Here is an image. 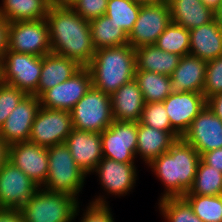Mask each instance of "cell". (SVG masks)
Listing matches in <instances>:
<instances>
[{
	"mask_svg": "<svg viewBox=\"0 0 222 222\" xmlns=\"http://www.w3.org/2000/svg\"><path fill=\"white\" fill-rule=\"evenodd\" d=\"M46 21L52 53L87 67L95 55L89 21L71 7L50 6Z\"/></svg>",
	"mask_w": 222,
	"mask_h": 222,
	"instance_id": "6da1fadb",
	"label": "cell"
},
{
	"mask_svg": "<svg viewBox=\"0 0 222 222\" xmlns=\"http://www.w3.org/2000/svg\"><path fill=\"white\" fill-rule=\"evenodd\" d=\"M201 155L182 138L171 148L153 159L147 167L164 185L160 199L183 197L192 188Z\"/></svg>",
	"mask_w": 222,
	"mask_h": 222,
	"instance_id": "7a4b0ae2",
	"label": "cell"
},
{
	"mask_svg": "<svg viewBox=\"0 0 222 222\" xmlns=\"http://www.w3.org/2000/svg\"><path fill=\"white\" fill-rule=\"evenodd\" d=\"M87 68L92 76V86L111 95L134 79L135 49L129 44L98 49Z\"/></svg>",
	"mask_w": 222,
	"mask_h": 222,
	"instance_id": "3957f363",
	"label": "cell"
},
{
	"mask_svg": "<svg viewBox=\"0 0 222 222\" xmlns=\"http://www.w3.org/2000/svg\"><path fill=\"white\" fill-rule=\"evenodd\" d=\"M79 201L69 194L40 187L19 211L24 222H74L80 212Z\"/></svg>",
	"mask_w": 222,
	"mask_h": 222,
	"instance_id": "277c9868",
	"label": "cell"
},
{
	"mask_svg": "<svg viewBox=\"0 0 222 222\" xmlns=\"http://www.w3.org/2000/svg\"><path fill=\"white\" fill-rule=\"evenodd\" d=\"M48 151V175L41 187L49 192L69 194L78 200L87 174L76 164L64 143L52 145Z\"/></svg>",
	"mask_w": 222,
	"mask_h": 222,
	"instance_id": "5b68a950",
	"label": "cell"
},
{
	"mask_svg": "<svg viewBox=\"0 0 222 222\" xmlns=\"http://www.w3.org/2000/svg\"><path fill=\"white\" fill-rule=\"evenodd\" d=\"M41 68V56L7 50L0 62V82L36 95Z\"/></svg>",
	"mask_w": 222,
	"mask_h": 222,
	"instance_id": "8992f818",
	"label": "cell"
},
{
	"mask_svg": "<svg viewBox=\"0 0 222 222\" xmlns=\"http://www.w3.org/2000/svg\"><path fill=\"white\" fill-rule=\"evenodd\" d=\"M73 128L101 133L114 121L110 95L93 86L70 111Z\"/></svg>",
	"mask_w": 222,
	"mask_h": 222,
	"instance_id": "52a82bcc",
	"label": "cell"
},
{
	"mask_svg": "<svg viewBox=\"0 0 222 222\" xmlns=\"http://www.w3.org/2000/svg\"><path fill=\"white\" fill-rule=\"evenodd\" d=\"M8 50L41 57L52 53L46 19L9 22Z\"/></svg>",
	"mask_w": 222,
	"mask_h": 222,
	"instance_id": "ba28073f",
	"label": "cell"
},
{
	"mask_svg": "<svg viewBox=\"0 0 222 222\" xmlns=\"http://www.w3.org/2000/svg\"><path fill=\"white\" fill-rule=\"evenodd\" d=\"M72 129L70 112L40 107L31 127L29 142L48 148L64 143Z\"/></svg>",
	"mask_w": 222,
	"mask_h": 222,
	"instance_id": "9c48e42d",
	"label": "cell"
},
{
	"mask_svg": "<svg viewBox=\"0 0 222 222\" xmlns=\"http://www.w3.org/2000/svg\"><path fill=\"white\" fill-rule=\"evenodd\" d=\"M138 122L113 121L101 132L103 157L123 163H135Z\"/></svg>",
	"mask_w": 222,
	"mask_h": 222,
	"instance_id": "30bf717a",
	"label": "cell"
},
{
	"mask_svg": "<svg viewBox=\"0 0 222 222\" xmlns=\"http://www.w3.org/2000/svg\"><path fill=\"white\" fill-rule=\"evenodd\" d=\"M171 22L168 3L141 5L138 18L128 35V44L134 49L155 45L158 37Z\"/></svg>",
	"mask_w": 222,
	"mask_h": 222,
	"instance_id": "8fae6325",
	"label": "cell"
},
{
	"mask_svg": "<svg viewBox=\"0 0 222 222\" xmlns=\"http://www.w3.org/2000/svg\"><path fill=\"white\" fill-rule=\"evenodd\" d=\"M39 188L7 160L0 168V209L19 210Z\"/></svg>",
	"mask_w": 222,
	"mask_h": 222,
	"instance_id": "7c38bea8",
	"label": "cell"
},
{
	"mask_svg": "<svg viewBox=\"0 0 222 222\" xmlns=\"http://www.w3.org/2000/svg\"><path fill=\"white\" fill-rule=\"evenodd\" d=\"M91 87V73L87 67H82L68 80L44 91L38 98L41 107L70 112Z\"/></svg>",
	"mask_w": 222,
	"mask_h": 222,
	"instance_id": "4fadbf2b",
	"label": "cell"
},
{
	"mask_svg": "<svg viewBox=\"0 0 222 222\" xmlns=\"http://www.w3.org/2000/svg\"><path fill=\"white\" fill-rule=\"evenodd\" d=\"M181 138L201 156L208 151L222 148V120L205 106Z\"/></svg>",
	"mask_w": 222,
	"mask_h": 222,
	"instance_id": "5bb4252c",
	"label": "cell"
},
{
	"mask_svg": "<svg viewBox=\"0 0 222 222\" xmlns=\"http://www.w3.org/2000/svg\"><path fill=\"white\" fill-rule=\"evenodd\" d=\"M8 161L21 169L36 185L42 187L48 175L46 147L31 142H18L8 146Z\"/></svg>",
	"mask_w": 222,
	"mask_h": 222,
	"instance_id": "9a60e30c",
	"label": "cell"
},
{
	"mask_svg": "<svg viewBox=\"0 0 222 222\" xmlns=\"http://www.w3.org/2000/svg\"><path fill=\"white\" fill-rule=\"evenodd\" d=\"M135 165L103 157L92 173L98 175L100 185L108 195L126 196L136 186L138 167Z\"/></svg>",
	"mask_w": 222,
	"mask_h": 222,
	"instance_id": "2e32d148",
	"label": "cell"
},
{
	"mask_svg": "<svg viewBox=\"0 0 222 222\" xmlns=\"http://www.w3.org/2000/svg\"><path fill=\"white\" fill-rule=\"evenodd\" d=\"M40 107L38 97L26 95L0 128L3 142L8 146L18 142H28L32 124Z\"/></svg>",
	"mask_w": 222,
	"mask_h": 222,
	"instance_id": "e0dca14e",
	"label": "cell"
},
{
	"mask_svg": "<svg viewBox=\"0 0 222 222\" xmlns=\"http://www.w3.org/2000/svg\"><path fill=\"white\" fill-rule=\"evenodd\" d=\"M171 127L182 137L192 121L206 106L203 93H171L163 101Z\"/></svg>",
	"mask_w": 222,
	"mask_h": 222,
	"instance_id": "ac0fdd59",
	"label": "cell"
},
{
	"mask_svg": "<svg viewBox=\"0 0 222 222\" xmlns=\"http://www.w3.org/2000/svg\"><path fill=\"white\" fill-rule=\"evenodd\" d=\"M64 144L76 164L87 175H91L103 158L101 133L73 128Z\"/></svg>",
	"mask_w": 222,
	"mask_h": 222,
	"instance_id": "d6986e66",
	"label": "cell"
},
{
	"mask_svg": "<svg viewBox=\"0 0 222 222\" xmlns=\"http://www.w3.org/2000/svg\"><path fill=\"white\" fill-rule=\"evenodd\" d=\"M207 62L187 54L181 57L179 65L170 76L171 93H203Z\"/></svg>",
	"mask_w": 222,
	"mask_h": 222,
	"instance_id": "ffe728a7",
	"label": "cell"
},
{
	"mask_svg": "<svg viewBox=\"0 0 222 222\" xmlns=\"http://www.w3.org/2000/svg\"><path fill=\"white\" fill-rule=\"evenodd\" d=\"M110 100L115 121H140L145 102L135 79L130 80L111 94Z\"/></svg>",
	"mask_w": 222,
	"mask_h": 222,
	"instance_id": "44dd1931",
	"label": "cell"
},
{
	"mask_svg": "<svg viewBox=\"0 0 222 222\" xmlns=\"http://www.w3.org/2000/svg\"><path fill=\"white\" fill-rule=\"evenodd\" d=\"M176 131H162L138 122L136 158L148 165L153 159L167 152L180 139ZM138 155V156H137Z\"/></svg>",
	"mask_w": 222,
	"mask_h": 222,
	"instance_id": "7402d4cb",
	"label": "cell"
},
{
	"mask_svg": "<svg viewBox=\"0 0 222 222\" xmlns=\"http://www.w3.org/2000/svg\"><path fill=\"white\" fill-rule=\"evenodd\" d=\"M189 32V54L206 62L222 56V27L218 22L213 20Z\"/></svg>",
	"mask_w": 222,
	"mask_h": 222,
	"instance_id": "603a6c76",
	"label": "cell"
},
{
	"mask_svg": "<svg viewBox=\"0 0 222 222\" xmlns=\"http://www.w3.org/2000/svg\"><path fill=\"white\" fill-rule=\"evenodd\" d=\"M82 67L74 60L49 53L42 57L41 76L36 90V97L44 91L68 80Z\"/></svg>",
	"mask_w": 222,
	"mask_h": 222,
	"instance_id": "cb8c5ba5",
	"label": "cell"
},
{
	"mask_svg": "<svg viewBox=\"0 0 222 222\" xmlns=\"http://www.w3.org/2000/svg\"><path fill=\"white\" fill-rule=\"evenodd\" d=\"M172 23L187 30L198 28L214 20V12L201 0H168Z\"/></svg>",
	"mask_w": 222,
	"mask_h": 222,
	"instance_id": "d4e9b609",
	"label": "cell"
},
{
	"mask_svg": "<svg viewBox=\"0 0 222 222\" xmlns=\"http://www.w3.org/2000/svg\"><path fill=\"white\" fill-rule=\"evenodd\" d=\"M181 56L166 52L156 45H145L135 49L136 70H145L171 76L179 65Z\"/></svg>",
	"mask_w": 222,
	"mask_h": 222,
	"instance_id": "484cf974",
	"label": "cell"
},
{
	"mask_svg": "<svg viewBox=\"0 0 222 222\" xmlns=\"http://www.w3.org/2000/svg\"><path fill=\"white\" fill-rule=\"evenodd\" d=\"M50 6V0H2L0 17L8 23L46 19Z\"/></svg>",
	"mask_w": 222,
	"mask_h": 222,
	"instance_id": "4316f807",
	"label": "cell"
},
{
	"mask_svg": "<svg viewBox=\"0 0 222 222\" xmlns=\"http://www.w3.org/2000/svg\"><path fill=\"white\" fill-rule=\"evenodd\" d=\"M95 50L128 44V35L111 18L103 15L89 21Z\"/></svg>",
	"mask_w": 222,
	"mask_h": 222,
	"instance_id": "83f0119b",
	"label": "cell"
},
{
	"mask_svg": "<svg viewBox=\"0 0 222 222\" xmlns=\"http://www.w3.org/2000/svg\"><path fill=\"white\" fill-rule=\"evenodd\" d=\"M134 79L142 92L145 103L163 102L171 94L170 76L135 70Z\"/></svg>",
	"mask_w": 222,
	"mask_h": 222,
	"instance_id": "f1b7e54d",
	"label": "cell"
},
{
	"mask_svg": "<svg viewBox=\"0 0 222 222\" xmlns=\"http://www.w3.org/2000/svg\"><path fill=\"white\" fill-rule=\"evenodd\" d=\"M186 194L222 195V172L200 159L193 186Z\"/></svg>",
	"mask_w": 222,
	"mask_h": 222,
	"instance_id": "f546056e",
	"label": "cell"
},
{
	"mask_svg": "<svg viewBox=\"0 0 222 222\" xmlns=\"http://www.w3.org/2000/svg\"><path fill=\"white\" fill-rule=\"evenodd\" d=\"M140 8L141 5L136 0H108L105 15L129 35L138 18Z\"/></svg>",
	"mask_w": 222,
	"mask_h": 222,
	"instance_id": "4dcf8cb0",
	"label": "cell"
},
{
	"mask_svg": "<svg viewBox=\"0 0 222 222\" xmlns=\"http://www.w3.org/2000/svg\"><path fill=\"white\" fill-rule=\"evenodd\" d=\"M183 198L202 222H222V195L185 194Z\"/></svg>",
	"mask_w": 222,
	"mask_h": 222,
	"instance_id": "1f68e13d",
	"label": "cell"
},
{
	"mask_svg": "<svg viewBox=\"0 0 222 222\" xmlns=\"http://www.w3.org/2000/svg\"><path fill=\"white\" fill-rule=\"evenodd\" d=\"M155 45L163 51L175 53L182 57L189 54L190 32L171 22L158 37Z\"/></svg>",
	"mask_w": 222,
	"mask_h": 222,
	"instance_id": "d6a6232c",
	"label": "cell"
},
{
	"mask_svg": "<svg viewBox=\"0 0 222 222\" xmlns=\"http://www.w3.org/2000/svg\"><path fill=\"white\" fill-rule=\"evenodd\" d=\"M158 201L160 215L166 222H202L183 197H167Z\"/></svg>",
	"mask_w": 222,
	"mask_h": 222,
	"instance_id": "836d02e7",
	"label": "cell"
},
{
	"mask_svg": "<svg viewBox=\"0 0 222 222\" xmlns=\"http://www.w3.org/2000/svg\"><path fill=\"white\" fill-rule=\"evenodd\" d=\"M139 122L162 131H175L171 127L163 102L145 103Z\"/></svg>",
	"mask_w": 222,
	"mask_h": 222,
	"instance_id": "e575fe53",
	"label": "cell"
},
{
	"mask_svg": "<svg viewBox=\"0 0 222 222\" xmlns=\"http://www.w3.org/2000/svg\"><path fill=\"white\" fill-rule=\"evenodd\" d=\"M87 208L82 213L80 222H115L111 208L105 195L94 196Z\"/></svg>",
	"mask_w": 222,
	"mask_h": 222,
	"instance_id": "d590c367",
	"label": "cell"
},
{
	"mask_svg": "<svg viewBox=\"0 0 222 222\" xmlns=\"http://www.w3.org/2000/svg\"><path fill=\"white\" fill-rule=\"evenodd\" d=\"M26 95L18 88L0 82V128Z\"/></svg>",
	"mask_w": 222,
	"mask_h": 222,
	"instance_id": "8d00e7d4",
	"label": "cell"
},
{
	"mask_svg": "<svg viewBox=\"0 0 222 222\" xmlns=\"http://www.w3.org/2000/svg\"><path fill=\"white\" fill-rule=\"evenodd\" d=\"M222 93V56L207 61L203 96L207 99Z\"/></svg>",
	"mask_w": 222,
	"mask_h": 222,
	"instance_id": "74e56055",
	"label": "cell"
},
{
	"mask_svg": "<svg viewBox=\"0 0 222 222\" xmlns=\"http://www.w3.org/2000/svg\"><path fill=\"white\" fill-rule=\"evenodd\" d=\"M108 0H77L72 9L83 19L91 21L106 14Z\"/></svg>",
	"mask_w": 222,
	"mask_h": 222,
	"instance_id": "f35d334b",
	"label": "cell"
},
{
	"mask_svg": "<svg viewBox=\"0 0 222 222\" xmlns=\"http://www.w3.org/2000/svg\"><path fill=\"white\" fill-rule=\"evenodd\" d=\"M201 159L209 166L222 172V148L204 153Z\"/></svg>",
	"mask_w": 222,
	"mask_h": 222,
	"instance_id": "ab89813d",
	"label": "cell"
},
{
	"mask_svg": "<svg viewBox=\"0 0 222 222\" xmlns=\"http://www.w3.org/2000/svg\"><path fill=\"white\" fill-rule=\"evenodd\" d=\"M206 106L222 120V93L208 97L206 99Z\"/></svg>",
	"mask_w": 222,
	"mask_h": 222,
	"instance_id": "60d3db41",
	"label": "cell"
},
{
	"mask_svg": "<svg viewBox=\"0 0 222 222\" xmlns=\"http://www.w3.org/2000/svg\"><path fill=\"white\" fill-rule=\"evenodd\" d=\"M8 50V22L0 17V62Z\"/></svg>",
	"mask_w": 222,
	"mask_h": 222,
	"instance_id": "b9f144b4",
	"label": "cell"
},
{
	"mask_svg": "<svg viewBox=\"0 0 222 222\" xmlns=\"http://www.w3.org/2000/svg\"><path fill=\"white\" fill-rule=\"evenodd\" d=\"M0 222H24L19 210L0 209Z\"/></svg>",
	"mask_w": 222,
	"mask_h": 222,
	"instance_id": "7bdbcfd3",
	"label": "cell"
},
{
	"mask_svg": "<svg viewBox=\"0 0 222 222\" xmlns=\"http://www.w3.org/2000/svg\"><path fill=\"white\" fill-rule=\"evenodd\" d=\"M8 160V145L0 137V168Z\"/></svg>",
	"mask_w": 222,
	"mask_h": 222,
	"instance_id": "ee69618b",
	"label": "cell"
},
{
	"mask_svg": "<svg viewBox=\"0 0 222 222\" xmlns=\"http://www.w3.org/2000/svg\"><path fill=\"white\" fill-rule=\"evenodd\" d=\"M77 0H50L52 6L55 7H72Z\"/></svg>",
	"mask_w": 222,
	"mask_h": 222,
	"instance_id": "f6af8a7d",
	"label": "cell"
},
{
	"mask_svg": "<svg viewBox=\"0 0 222 222\" xmlns=\"http://www.w3.org/2000/svg\"><path fill=\"white\" fill-rule=\"evenodd\" d=\"M201 1L207 8L211 9L213 12H215L222 3V0H201Z\"/></svg>",
	"mask_w": 222,
	"mask_h": 222,
	"instance_id": "bcb514c9",
	"label": "cell"
},
{
	"mask_svg": "<svg viewBox=\"0 0 222 222\" xmlns=\"http://www.w3.org/2000/svg\"><path fill=\"white\" fill-rule=\"evenodd\" d=\"M140 5L168 3V0H136Z\"/></svg>",
	"mask_w": 222,
	"mask_h": 222,
	"instance_id": "7dc6e473",
	"label": "cell"
},
{
	"mask_svg": "<svg viewBox=\"0 0 222 222\" xmlns=\"http://www.w3.org/2000/svg\"><path fill=\"white\" fill-rule=\"evenodd\" d=\"M214 20L222 27V3L219 8L214 12Z\"/></svg>",
	"mask_w": 222,
	"mask_h": 222,
	"instance_id": "c3c4849f",
	"label": "cell"
}]
</instances>
